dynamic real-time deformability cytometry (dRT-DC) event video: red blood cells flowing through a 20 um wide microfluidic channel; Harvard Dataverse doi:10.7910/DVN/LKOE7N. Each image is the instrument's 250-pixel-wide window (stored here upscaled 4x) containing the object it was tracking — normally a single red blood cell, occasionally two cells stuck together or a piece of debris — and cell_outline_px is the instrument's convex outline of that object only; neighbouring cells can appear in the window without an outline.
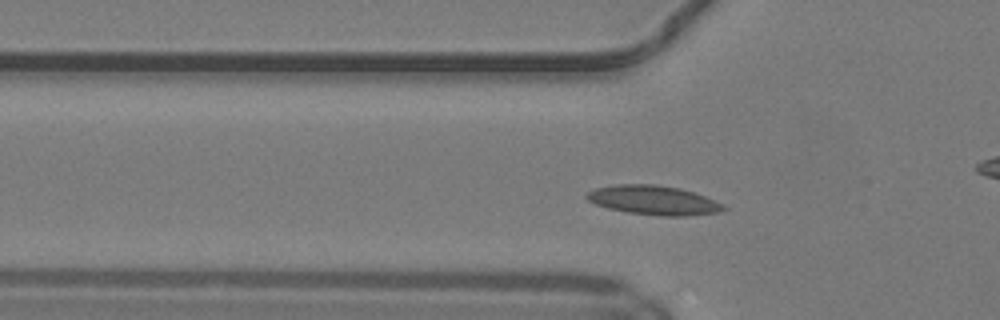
{"species": "common noctule bat (a hibernating species)", "species_latin": "Nyctalus noctula", "temperature_condition": "warm", "stored_images_in_passage": 39, "camera_frame_rate_fps": 3000, "um_per_image_px": 0.085, "animal": {"sex": "male", "body_mass_g": 19.2, "forearm_length_mm": 51.8}, "frame": {"image": 1, "passage_image": 11, "time_ms": 3.333, "image_size_px": [1000, 320], "cell_outline_px": [[728, 208], [720, 212], [688, 216], [664, 216], [628, 212], [608, 208], [596, 204], [588, 200], [584, 196], [588, 192], [596, 188], [616, 184], [652, 184], [680, 188], [704, 196], [724, 204]], "centroid_in_image_um": [55.57, 17.02], "position_along_channel_um": 70.2, "area_um2": 23.24}}
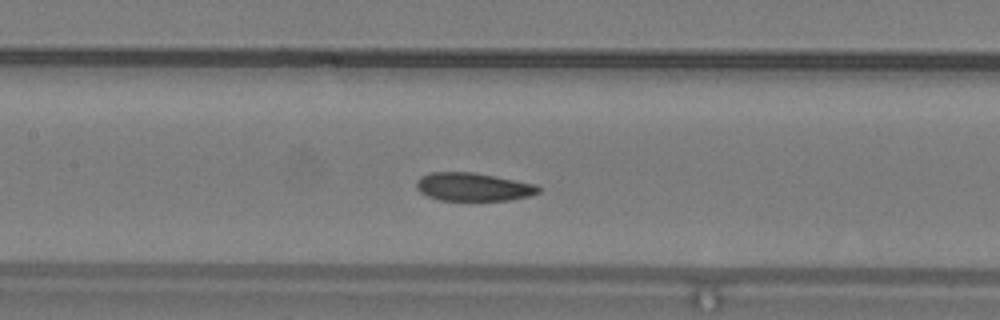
{"frame": {"image": 2, "passage_image": 18, "time_ms": 5.667, "image_size_px": [1000, 320], "cell_outline_px": [[540, 192], [528, 196], [508, 200], [440, 200], [428, 196], [420, 192], [416, 188], [416, 180], [420, 176], [432, 172], [472, 172], [536, 184], [540, 188]], "centroid_in_image_um": [40.19, 15.88], "position_along_channel_um": 167.2, "area_um2": 19.94}}
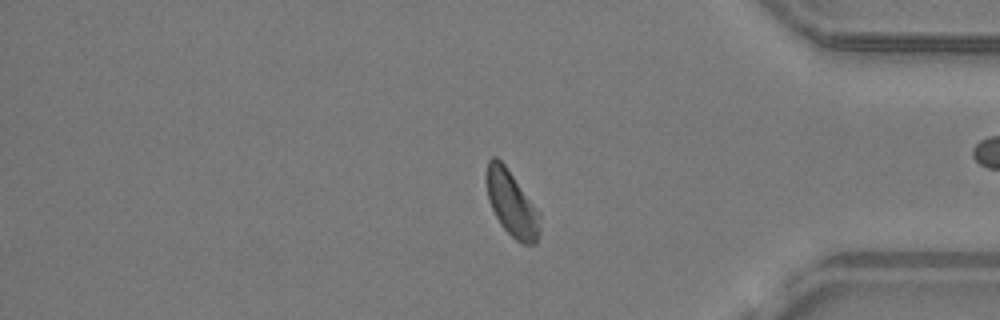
{"frame": {"image": 3, "passage_image": 36, "time_ms": 11.667, "image_size_px": [1000, 320], "cell_outline_px": [[540, 232], [536, 244], [524, 244], [516, 240], [500, 224], [488, 200], [484, 176], [488, 160], [492, 156], [496, 156], [504, 164], [540, 212]], "centroid_in_image_um": [43.48, 17.28], "position_along_channel_um": 391.7, "area_um2": 20.58}}